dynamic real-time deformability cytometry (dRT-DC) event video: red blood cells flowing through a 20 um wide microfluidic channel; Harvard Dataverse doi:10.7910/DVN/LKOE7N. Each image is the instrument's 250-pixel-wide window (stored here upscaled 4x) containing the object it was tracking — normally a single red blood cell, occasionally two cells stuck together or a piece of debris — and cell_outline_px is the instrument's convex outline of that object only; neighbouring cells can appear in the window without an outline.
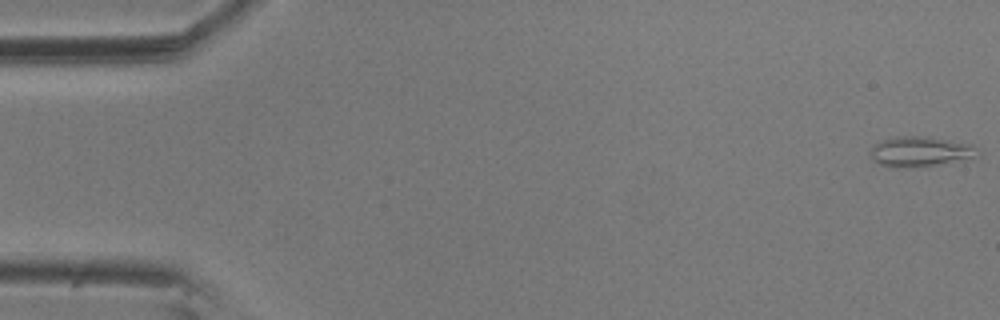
{"species": "common noctule bat (a hibernating species)", "species_latin": "Nyctalus noctula", "temperature_condition": "room temperature", "stored_images_in_passage": 5, "camera_frame_rate_fps": 3000, "um_per_image_px": 0.085, "animal": {"sex": "male", "body_mass_g": 20.5, "forearm_length_mm": 52.5}, "frame": {"image": 1, "passage_image": 1, "time_ms": 0.0, "image_size_px": [1000, 320], "cell_outline_px": [[972, 156], [936, 164], [880, 164], [872, 160], [868, 152], [876, 144], [884, 140], [896, 136], [916, 136], [948, 140], [972, 144]], "centroid_in_image_um": [78.09, 12.82], "position_along_channel_um": 6.9, "area_um2": 16.94}}